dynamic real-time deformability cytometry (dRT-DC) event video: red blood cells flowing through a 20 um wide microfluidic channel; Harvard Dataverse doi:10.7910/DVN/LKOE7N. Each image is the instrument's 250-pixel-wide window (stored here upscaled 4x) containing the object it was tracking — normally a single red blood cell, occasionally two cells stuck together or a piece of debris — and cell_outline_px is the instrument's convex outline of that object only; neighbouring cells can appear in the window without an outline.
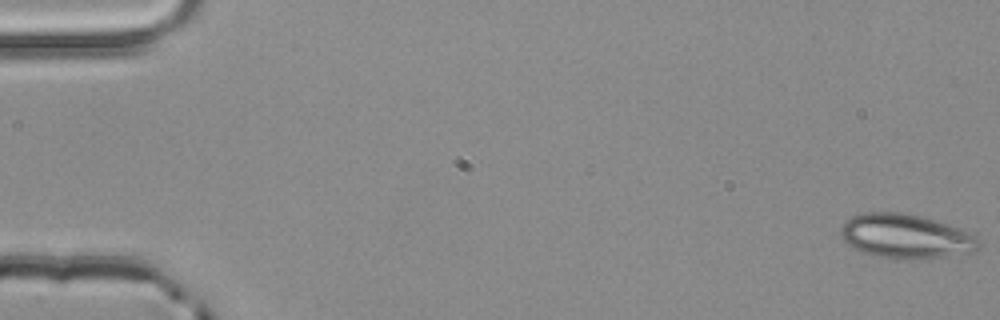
{"species": "common noctule bat (a hibernating species)", "species_latin": "Nyctalus noctula", "temperature_condition": "room temperature", "stored_images_in_passage": 5, "segment_of_instrument_passage": [1, 2], "camera_frame_rate_fps": 3000, "um_per_image_px": 0.085, "animal": {"sex": "male", "body_mass_g": 20.4}, "frame": {"image": 1, "passage_image": 1, "time_ms": 0.0, "image_size_px": [1000, 320], "cell_outline_px": [[980, 248], [976, 252], [916, 260], [904, 260], [876, 256], [864, 252], [848, 244], [844, 240], [840, 232], [840, 228], [844, 220], [852, 216], [868, 212], [904, 212], [932, 220], [956, 228], [976, 236]], "centroid_in_image_um": [76.96, 20.1], "position_along_channel_um": 8.0, "area_um2": 35.43}}